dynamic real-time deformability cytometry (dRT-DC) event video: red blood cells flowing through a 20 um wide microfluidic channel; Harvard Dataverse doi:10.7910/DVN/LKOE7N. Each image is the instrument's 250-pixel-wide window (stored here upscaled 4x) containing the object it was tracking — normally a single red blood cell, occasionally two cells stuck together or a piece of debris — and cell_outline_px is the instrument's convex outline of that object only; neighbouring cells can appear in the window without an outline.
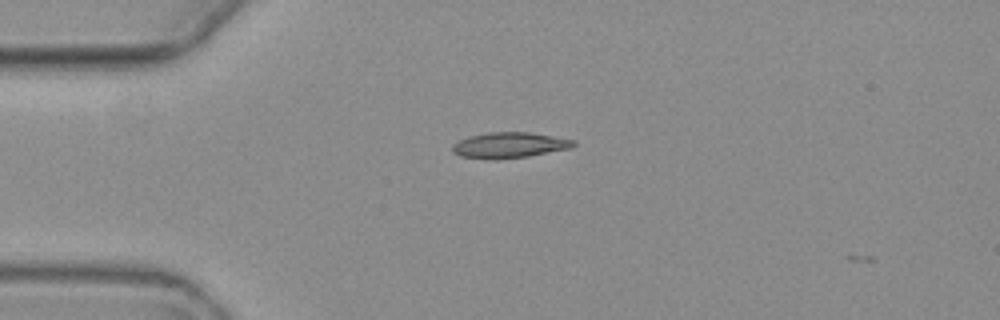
{"species": "common noctule bat (a hibernating species)", "species_latin": "Nyctalus noctula", "temperature_condition": "warm", "stored_images_in_passage": 2, "camera_frame_rate_fps": 3000, "um_per_image_px": 0.085, "animal": {"sex": "female", "body_mass_g": 19.3, "forearm_length_mm": 54.1}, "frame": {"image": 1, "passage_image": 1, "time_ms": 0.0, "image_size_px": [1000, 320], "cell_outline_px": [[576, 144], [572, 148], [528, 156], [492, 160], [460, 156], [452, 152], [452, 144], [468, 136], [488, 132], [528, 132], [576, 140]], "centroid_in_image_um": [43.28, 12.34], "position_along_channel_um": 41.7, "area_um2": 18.21}}